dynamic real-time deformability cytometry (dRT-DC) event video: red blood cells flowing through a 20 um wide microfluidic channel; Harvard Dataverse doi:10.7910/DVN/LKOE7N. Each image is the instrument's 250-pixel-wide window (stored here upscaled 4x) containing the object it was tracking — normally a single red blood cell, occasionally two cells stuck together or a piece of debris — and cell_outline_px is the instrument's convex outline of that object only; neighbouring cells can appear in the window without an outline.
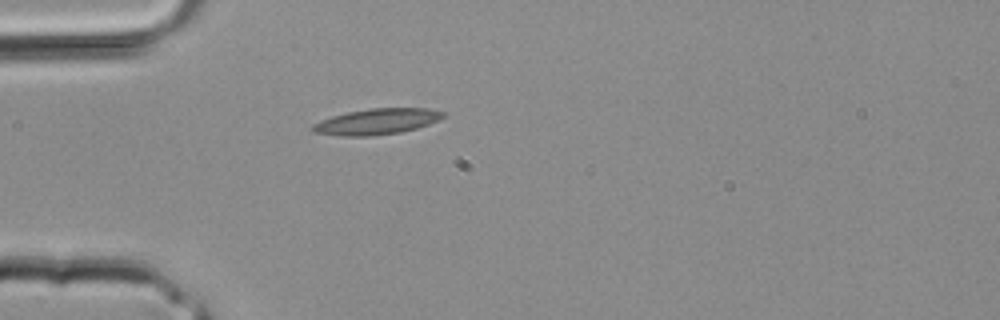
{"species": "common noctule bat (a hibernating species)", "species_latin": "Nyctalus noctula", "temperature_condition": "room temperature", "stored_images_in_passage": 3, "camera_frame_rate_fps": 3000, "um_per_image_px": 0.085, "animal": {"sex": "male", "body_mass_g": 20.4}, "frame": {"image": 1, "passage_image": 3, "time_ms": 0.667, "image_size_px": [1000, 320], "cell_outline_px": [[444, 116], [428, 124], [416, 128], [400, 132], [372, 136], [340, 136], [312, 132], [312, 124], [320, 120], [332, 116], [348, 112], [372, 108], [428, 108], [444, 112]], "centroid_in_image_um": [31.98, 10.33], "position_along_channel_um": 53.0, "area_um2": 19.54}}